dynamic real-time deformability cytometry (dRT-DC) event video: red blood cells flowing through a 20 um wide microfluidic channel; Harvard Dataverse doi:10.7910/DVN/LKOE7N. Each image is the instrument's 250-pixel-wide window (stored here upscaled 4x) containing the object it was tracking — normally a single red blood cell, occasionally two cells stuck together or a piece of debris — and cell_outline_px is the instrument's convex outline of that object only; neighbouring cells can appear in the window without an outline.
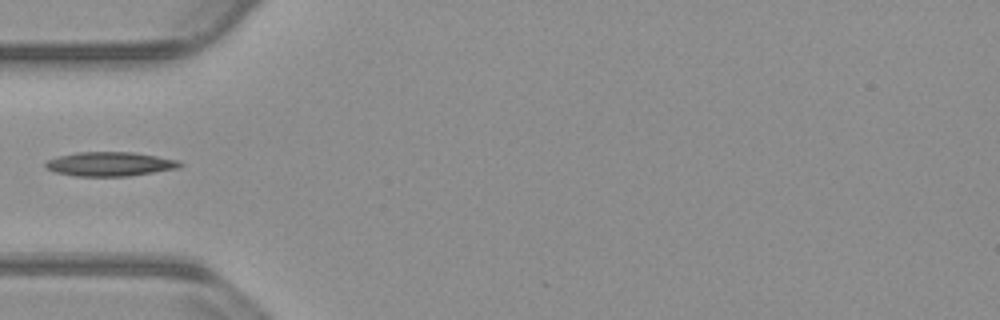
{"species": "common noctule bat (a hibernating species)", "species_latin": "Nyctalus noctula", "temperature_condition": "warm", "stored_images_in_passage": 37, "camera_frame_rate_fps": 3000, "um_per_image_px": 0.085, "animal": {"sex": "male", "body_mass_g": 23.1, "forearm_length_mm": 52.7}, "frame": {"image": 1, "passage_image": 1, "time_ms": 0.0, "image_size_px": [1000, 320], "cell_outline_px": [[184, 164], [180, 168], [128, 176], [76, 176], [56, 172], [44, 168], [44, 164], [48, 160], [56, 156], [76, 152], [132, 152], [180, 160]], "centroid_in_image_um": [9.35, 13.94], "position_along_channel_um": 75.7, "area_um2": 19.07}}
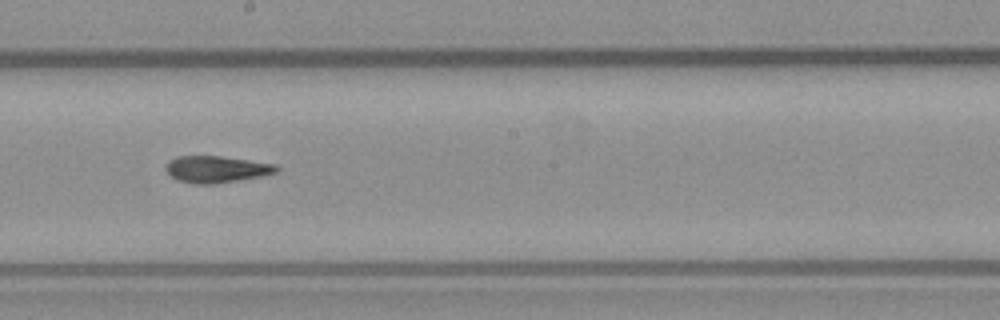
{"frame": {"image": 2, "passage_image": 13, "time_ms": 4.0, "image_size_px": [1000, 320], "cell_outline_px": [[280, 168], [276, 172], [260, 176], [216, 184], [192, 184], [176, 180], [164, 168], [168, 160], [176, 156], [220, 156], [276, 164]], "centroid_in_image_um": [18.35, 14.39], "position_along_channel_um": 229.8, "area_um2": 17.28}}
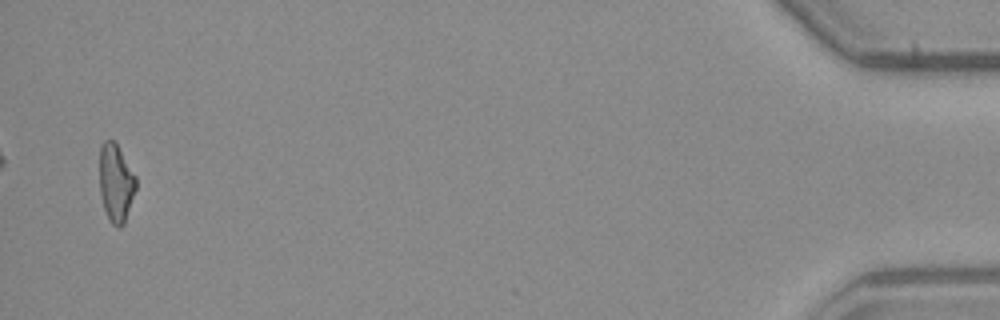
{"frame": {"image": 3, "passage_image": 36, "time_ms": 11.667, "image_size_px": [1000, 320], "cell_outline_px": [[136, 188], [124, 224], [120, 228], [116, 228], [112, 224], [104, 208], [100, 192], [100, 148], [104, 140], [112, 140], [116, 144], [136, 176]], "centroid_in_image_um": [9.85, 15.57], "position_along_channel_um": 425.3, "area_um2": 16.3}}